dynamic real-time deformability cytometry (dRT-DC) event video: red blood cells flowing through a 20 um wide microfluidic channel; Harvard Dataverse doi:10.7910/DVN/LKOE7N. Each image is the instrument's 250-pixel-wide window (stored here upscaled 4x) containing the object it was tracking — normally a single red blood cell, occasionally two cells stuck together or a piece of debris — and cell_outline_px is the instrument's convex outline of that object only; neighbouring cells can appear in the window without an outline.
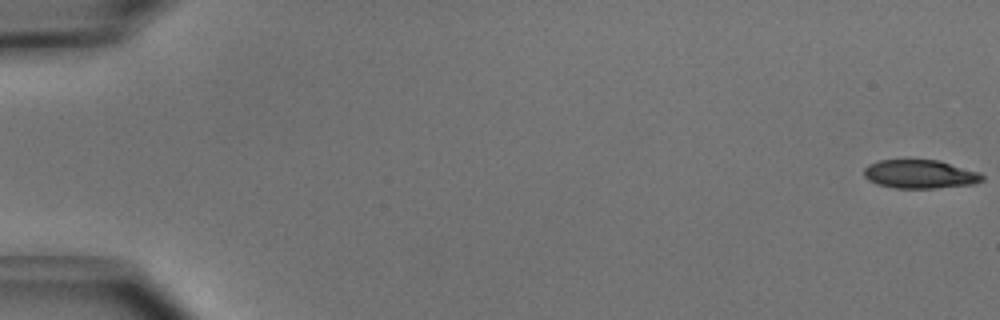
{"species": "common noctule bat (a hibernating species)", "species_latin": "Nyctalus noctula", "temperature_condition": "cold", "stored_images_in_passage": 51, "camera_frame_rate_fps": 3000, "um_per_image_px": 0.085, "animal": {"sex": "male", "body_mass_g": 15.6}, "frame": {"image": 1, "passage_image": 1, "time_ms": 0.0, "image_size_px": [1000, 320], "cell_outline_px": [[984, 180], [976, 184], [936, 188], [896, 188], [876, 184], [868, 180], [864, 176], [864, 168], [868, 164], [880, 160], [940, 160], [980, 172], [984, 176]], "centroid_in_image_um": [78.23, 14.8], "position_along_channel_um": 6.8, "area_um2": 19.94}}
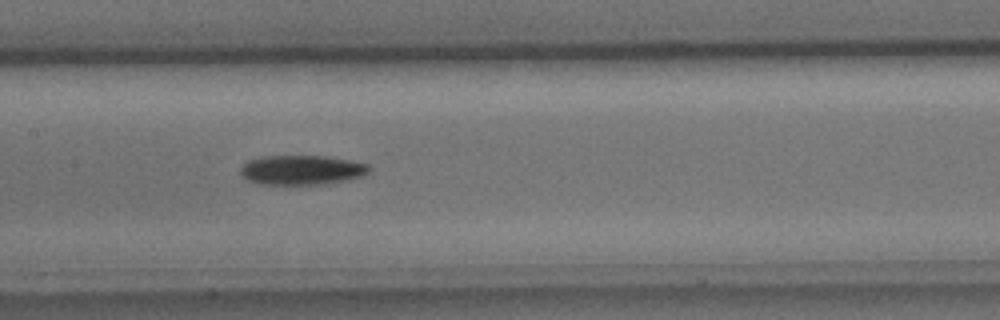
{"frame": {"image": 2, "passage_image": 26, "time_ms": 8.333, "image_size_px": [1000, 320], "cell_outline_px": [[372, 168], [364, 176], [348, 180], [320, 184], [264, 184], [248, 180], [240, 172], [240, 168], [248, 160], [264, 156], [328, 156], [368, 164]], "centroid_in_image_um": [25.69, 14.44], "position_along_channel_um": 181.7, "area_um2": 22.08}}
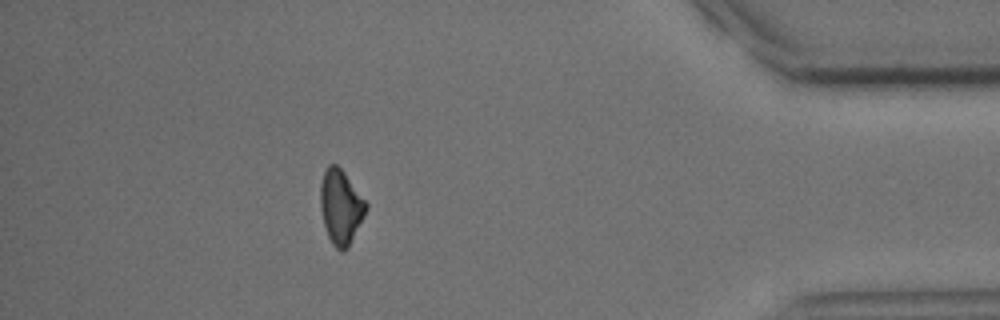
{"frame": {"image": 3, "passage_image": 46, "time_ms": 15.0, "image_size_px": [1000, 320], "cell_outline_px": [[368, 208], [364, 216], [344, 252], [340, 252], [332, 244], [328, 236], [324, 224], [320, 208], [320, 184], [324, 168], [328, 164], [336, 164], [344, 172], [368, 204]], "centroid_in_image_um": [28.94, 17.55], "position_along_channel_um": 406.3, "area_um2": 19.71}, "authors_computed_cell_mechanics": {"area_um2": 20.9814, "velocity_mm_per_s": 3.9935, "shape_relaxation_time_tau1_ms": 2.675, "shape_relaxation_time_tau2_ms": null, "deformation_change_tau1": 0.0916, "deformation_change_tau2": null}}